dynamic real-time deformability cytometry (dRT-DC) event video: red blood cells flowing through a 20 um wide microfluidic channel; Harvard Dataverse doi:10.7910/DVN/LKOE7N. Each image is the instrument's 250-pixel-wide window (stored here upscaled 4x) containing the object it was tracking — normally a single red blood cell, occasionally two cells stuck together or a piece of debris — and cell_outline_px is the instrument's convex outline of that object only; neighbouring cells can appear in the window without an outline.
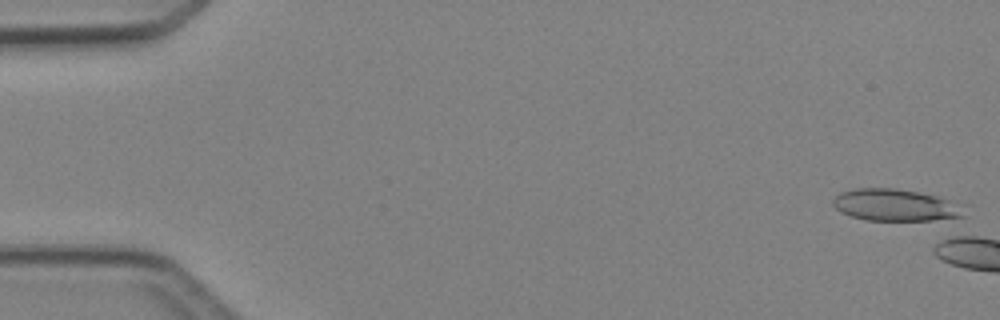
{"species": "Egyptian fruit bat (a non-hibernating species)", "species_latin": "Rousettus aegyptiacus", "temperature_condition": "cold", "stored_images_in_passage": 7, "camera_frame_rate_fps": 3000, "um_per_image_px": 0.085, "animal": {"sex": "female"}, "frame": {"image": 1, "passage_image": 1, "time_ms": 0.0, "image_size_px": [1000, 320], "cell_outline_px": [[964, 216], [956, 220], [864, 220], [840, 212], [832, 204], [832, 200], [840, 192], [856, 188], [896, 188], [920, 192], [936, 196], [964, 204]], "centroid_in_image_um": [76.18, 17.44], "position_along_channel_um": 8.8, "area_um2": 24.85}}
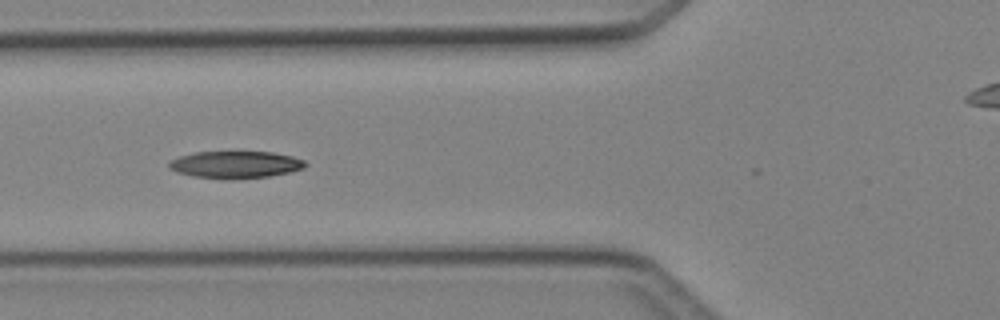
{"frame": {"image": 2, "passage_image": 7, "time_ms": 7.0, "image_size_px": [1000, 320], "cell_outline_px": [[308, 164], [304, 168], [288, 172], [268, 176], [232, 180], [228, 180], [192, 176], [176, 172], [168, 168], [168, 164], [172, 160], [180, 156], [196, 152], [272, 152], [292, 156], [304, 160]], "centroid_in_image_um": [20.0, 14.0], "position_along_channel_um": 105.8, "area_um2": 21.62}}